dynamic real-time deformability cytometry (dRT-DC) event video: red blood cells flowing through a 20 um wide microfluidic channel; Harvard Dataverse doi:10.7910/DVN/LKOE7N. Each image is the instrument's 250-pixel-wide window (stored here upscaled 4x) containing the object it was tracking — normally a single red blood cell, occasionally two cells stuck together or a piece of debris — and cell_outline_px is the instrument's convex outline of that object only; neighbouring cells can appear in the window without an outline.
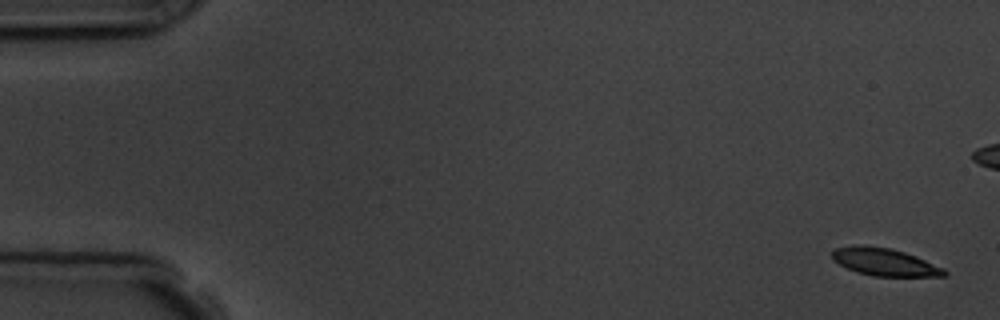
{"species": "common noctule bat (a hibernating species)", "species_latin": "Nyctalus noctula", "temperature_condition": "room temperature", "stored_images_in_passage": 6, "camera_frame_rate_fps": 3000, "um_per_image_px": 0.085, "animal": {"sex": "male", "body_mass_g": 19.5, "forearm_length_mm": 54.6}, "frame": {"image": 1, "passage_image": 1, "time_ms": 0.0, "image_size_px": [1000, 320], "cell_outline_px": [[948, 276], [872, 276], [856, 272], [832, 260], [832, 252], [836, 248], [856, 244], [860, 244], [892, 248], [916, 256], [944, 268], [948, 272]], "centroid_in_image_um": [75.19, 22.26], "position_along_channel_um": 9.8, "area_um2": 18.15}}
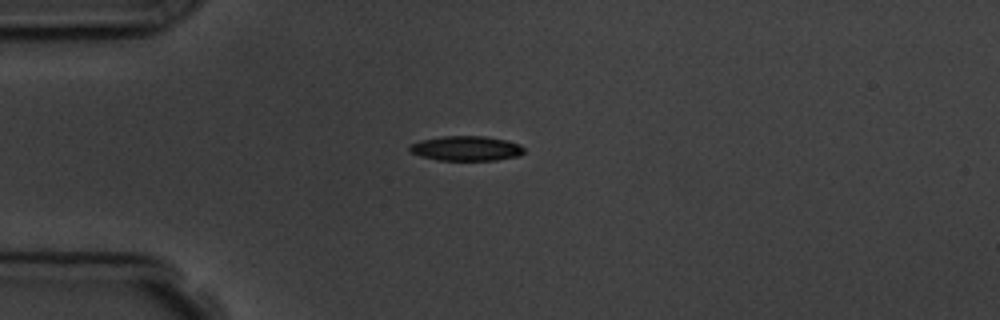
{"frame": {"image": 2, "passage_image": 6, "time_ms": 6.0, "image_size_px": [1000, 320], "cell_outline_px": [[524, 152], [520, 156], [496, 160], [436, 160], [420, 156], [408, 152], [408, 148], [412, 144], [420, 140], [444, 136], [484, 136], [508, 140], [520, 144], [524, 148]], "centroid_in_image_um": [39.63, 12.61], "position_along_channel_um": 45.4, "area_um2": 16.7}}